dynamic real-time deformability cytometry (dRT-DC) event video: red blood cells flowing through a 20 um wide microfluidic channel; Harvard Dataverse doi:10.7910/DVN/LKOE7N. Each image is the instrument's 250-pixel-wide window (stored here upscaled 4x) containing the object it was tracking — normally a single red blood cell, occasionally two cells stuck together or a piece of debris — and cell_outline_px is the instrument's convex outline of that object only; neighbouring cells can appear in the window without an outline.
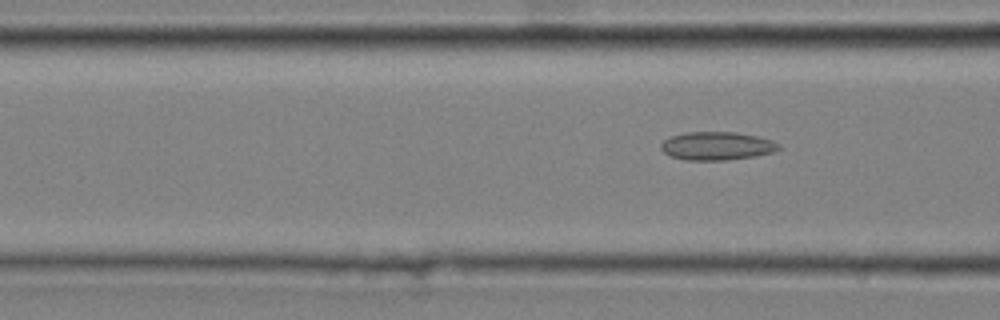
{"species": "common noctule bat (a hibernating species)", "species_latin": "Nyctalus noctula", "temperature_condition": "cold", "stored_images_in_passage": 7, "camera_frame_rate_fps": 3000, "um_per_image_px": 0.085, "animal": {"sex": "male", "body_mass_g": 20.4}, "frame": {"image": 1, "passage_image": 6, "time_ms": 1.667, "image_size_px": [1000, 320], "cell_outline_px": [[440, 264], [436, 268], [424, 276], [420, 276], [304, 272], [292, 268], [288, 264]], "centroid_in_image_um": [31.34, 22.86], "position_along_channel_um": 135.3, "area_um2": 10.06}}